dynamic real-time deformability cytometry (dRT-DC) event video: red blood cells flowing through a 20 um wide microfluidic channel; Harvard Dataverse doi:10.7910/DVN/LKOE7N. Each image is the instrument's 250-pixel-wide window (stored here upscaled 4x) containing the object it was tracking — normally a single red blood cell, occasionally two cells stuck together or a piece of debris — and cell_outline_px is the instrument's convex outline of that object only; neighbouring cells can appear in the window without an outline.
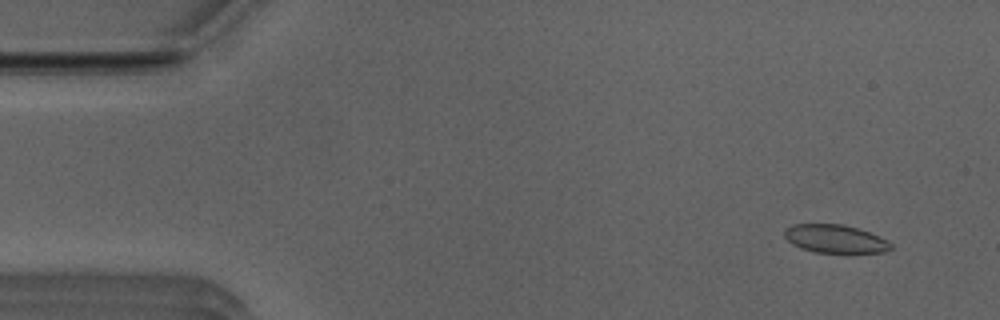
{"species": "Egyptian fruit bat (a non-hibernating species)", "species_latin": "Rousettus aegyptiacus", "temperature_condition": "room temperature", "stored_images_in_passage": 16, "camera_frame_rate_fps": 3000, "um_per_image_px": 0.085, "animal": {"sex": "male"}, "frame": {"image": 1, "passage_image": 4, "time_ms": 1.0, "image_size_px": [1000, 320], "cell_outline_px": [[892, 248], [884, 252], [848, 256], [816, 252], [800, 248], [792, 244], [784, 236], [784, 228], [792, 224], [844, 224], [880, 236], [888, 240], [892, 244]], "centroid_in_image_um": [71.03, 20.35], "position_along_channel_um": 14.0, "area_um2": 18.44}}